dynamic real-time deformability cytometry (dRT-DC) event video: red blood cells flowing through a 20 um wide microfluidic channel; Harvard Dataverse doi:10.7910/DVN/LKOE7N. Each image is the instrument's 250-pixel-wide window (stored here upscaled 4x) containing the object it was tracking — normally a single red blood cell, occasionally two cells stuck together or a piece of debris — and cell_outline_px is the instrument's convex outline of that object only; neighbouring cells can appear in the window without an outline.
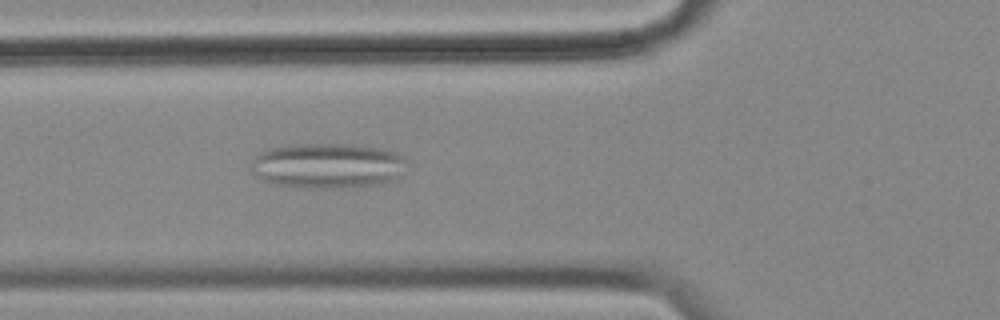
{"species": "common noctule bat (a hibernating species)", "species_latin": "Nyctalus noctula", "temperature_condition": "cold", "stored_images_in_passage": 56, "camera_frame_rate_fps": 3000, "um_per_image_px": 0.085, "animal": {"sex": "female", "body_mass_g": 18.4}, "frame": {"image": 1, "passage_image": 20, "time_ms": 6.333, "image_size_px": [1000, 320], "cell_outline_px": [[408, 160], [392, 180], [380, 184], [360, 188], [300, 188], [276, 184], [260, 176], [252, 168], [252, 160], [260, 152], [272, 148], [300, 144], [348, 144], [384, 148], [396, 152], [404, 156]], "centroid_in_image_um": [27.91, 14.09], "position_along_channel_um": 97.9, "area_um2": 40.86}}
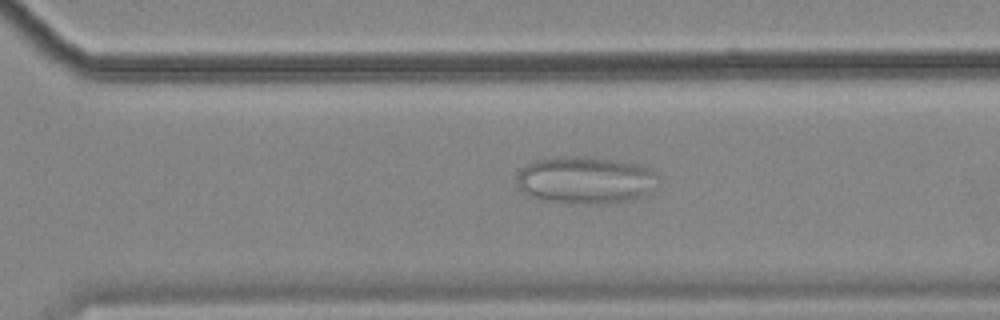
{"frame": {"image": 2, "passage_image": 39, "time_ms": 12.667, "image_size_px": [1000, 320], "cell_outline_px": [[656, 176], [644, 192], [640, 196], [628, 200], [596, 204], [572, 204], [536, 200], [528, 196], [520, 188], [516, 180], [520, 172], [528, 164], [536, 160], [552, 156], [592, 156], [616, 160], [636, 164], [648, 168]], "centroid_in_image_um": [49.61, 15.3], "position_along_channel_um": 321.0, "area_um2": 38.55}}
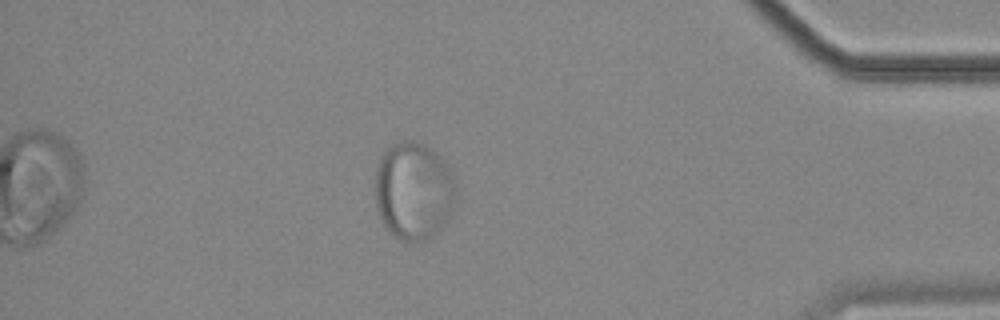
{"frame": {"image": 3, "passage_image": 49, "time_ms": 16.0, "image_size_px": [1000, 320], "cell_outline_px": [[456, 200], [448, 216], [440, 228], [432, 236], [424, 240], [412, 244], [408, 244], [400, 240], [388, 232], [380, 216], [376, 204], [376, 168], [380, 156], [392, 144], [400, 140], [412, 140], [428, 148], [440, 156], [452, 180]], "centroid_in_image_um": [35.1, 16.27], "position_along_channel_um": 400.1, "area_um2": 45.6}}